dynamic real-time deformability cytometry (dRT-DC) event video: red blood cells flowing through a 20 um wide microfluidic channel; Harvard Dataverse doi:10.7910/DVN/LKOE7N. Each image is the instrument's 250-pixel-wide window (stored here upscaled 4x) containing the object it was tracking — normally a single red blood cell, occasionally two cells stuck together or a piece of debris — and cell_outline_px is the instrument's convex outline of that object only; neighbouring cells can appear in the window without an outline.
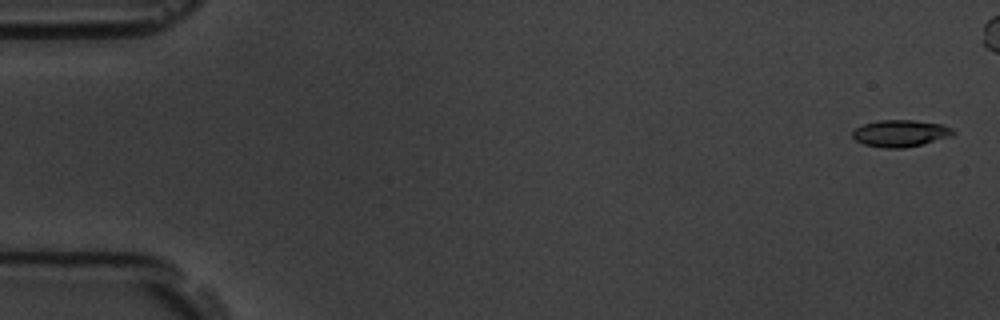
{"species": "common noctule bat (a hibernating species)", "species_latin": "Nyctalus noctula", "temperature_condition": "room temperature", "stored_images_in_passage": 9, "camera_frame_rate_fps": 3000, "um_per_image_px": 0.085, "animal": {"sex": "male", "body_mass_g": 19.5, "forearm_length_mm": 54.6}, "frame": {"image": 1, "passage_image": 1, "time_ms": 0.0, "image_size_px": [1000, 320], "cell_outline_px": [[956, 132], [952, 136], [904, 148], [884, 148], [864, 144], [856, 140], [852, 136], [852, 132], [856, 128], [864, 124], [880, 120], [912, 120], [944, 124], [952, 128]], "centroid_in_image_um": [76.55, 11.32], "position_along_channel_um": 8.4, "area_um2": 15.66}}
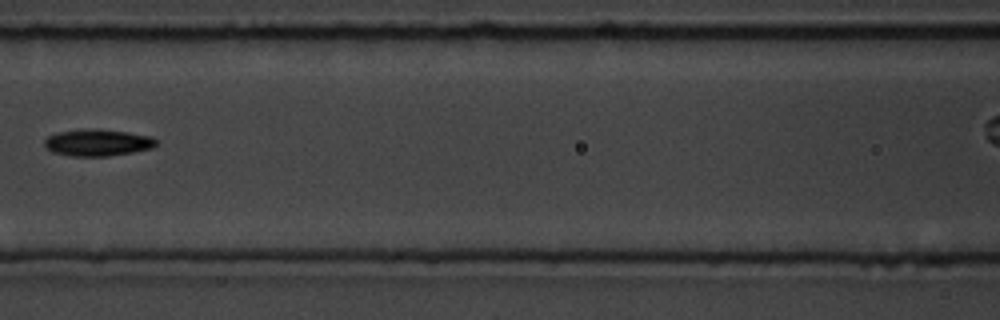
{"frame": {"image": 2, "passage_image": 8, "time_ms": 8.0, "image_size_px": [1000, 320], "cell_outline_px": [[160, 140], [152, 148], [132, 152], [108, 156], [72, 156], [52, 152], [44, 144], [44, 140], [48, 136], [56, 132], [92, 128], [128, 132], [152, 136]], "centroid_in_image_um": [8.32, 12.11], "position_along_channel_um": 158.3, "area_um2": 17.51}}
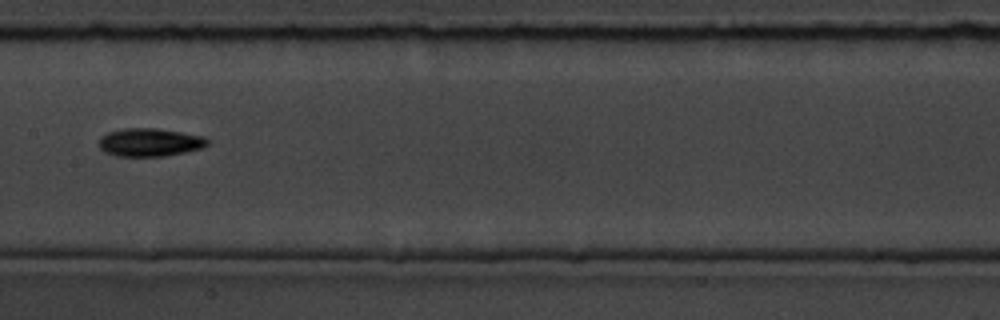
{"frame": {"image": 3, "passage_image": 9, "time_ms": 9.0, "image_size_px": [1000, 320], "cell_outline_px": [[208, 144], [204, 148], [164, 156], [116, 156], [104, 152], [100, 148], [100, 136], [108, 132], [124, 128], [156, 128], [204, 136], [208, 140]], "centroid_in_image_um": [12.73, 12.1], "position_along_channel_um": 194.7, "area_um2": 17.8}}